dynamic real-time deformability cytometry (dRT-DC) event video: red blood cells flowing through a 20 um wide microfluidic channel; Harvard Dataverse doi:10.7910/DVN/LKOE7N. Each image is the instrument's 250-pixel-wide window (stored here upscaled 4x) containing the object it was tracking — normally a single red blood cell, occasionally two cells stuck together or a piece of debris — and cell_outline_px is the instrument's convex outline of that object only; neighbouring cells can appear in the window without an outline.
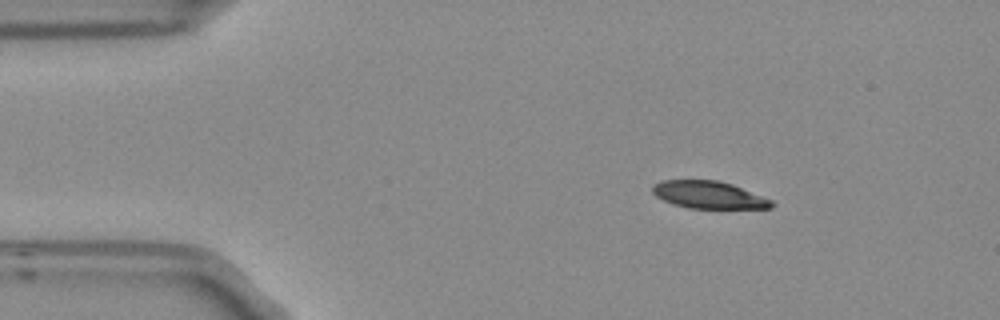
{"species": "Egyptian fruit bat (a non-hibernating species)", "species_latin": "Rousettus aegyptiacus", "temperature_condition": "room temperature", "stored_images_in_passage": 3, "camera_frame_rate_fps": 3000, "um_per_image_px": 0.085, "frame": {"image": 1, "passage_image": 1, "time_ms": 0.0, "image_size_px": [1000, 320], "cell_outline_px": [[776, 204], [772, 208], [688, 208], [664, 200], [656, 196], [652, 192], [652, 184], [660, 180], [720, 180], [732, 184], [772, 200]], "centroid_in_image_um": [60.24, 16.55], "position_along_channel_um": 24.8, "area_um2": 18.96}}